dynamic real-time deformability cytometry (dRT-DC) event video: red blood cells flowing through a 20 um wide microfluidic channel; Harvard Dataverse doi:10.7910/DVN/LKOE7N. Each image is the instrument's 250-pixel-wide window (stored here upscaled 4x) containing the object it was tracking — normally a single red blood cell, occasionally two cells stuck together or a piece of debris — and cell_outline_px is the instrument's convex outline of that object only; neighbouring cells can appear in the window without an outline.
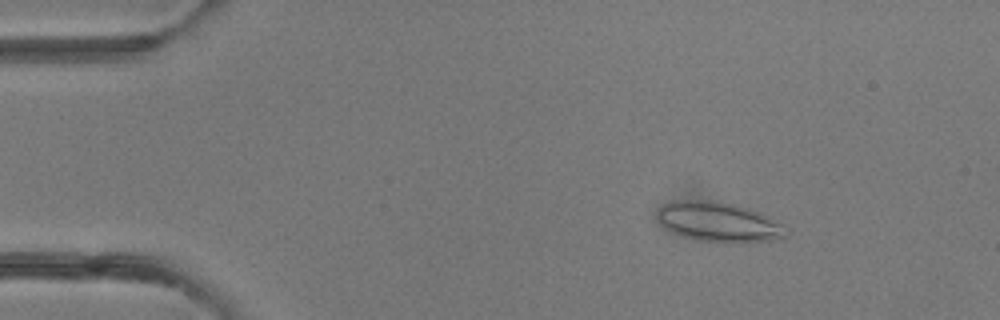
{"species": "common noctule bat (a hibernating species)", "species_latin": "Nyctalus noctula", "temperature_condition": "room temperature", "stored_images_in_passage": 48, "camera_frame_rate_fps": 3000, "um_per_image_px": 0.085, "animal": {"sex": "female"}, "frame": {"image": 1, "passage_image": 7, "time_ms": 2.0, "image_size_px": [1000, 320], "cell_outline_px": [[788, 236], [768, 240], [700, 240], [684, 236], [672, 232], [660, 224], [656, 216], [656, 212], [664, 204], [672, 200], [716, 200], [736, 204], [748, 208], [768, 216], [780, 224], [788, 232]], "centroid_in_image_um": [61.01, 18.8], "position_along_channel_um": 24.0, "area_um2": 29.02}}
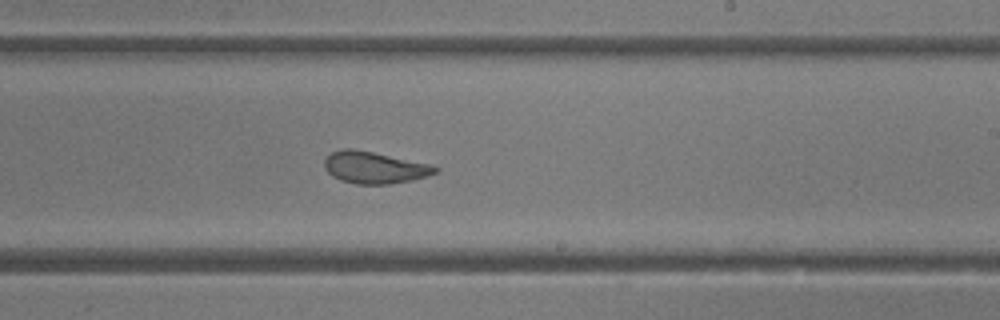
{"frame": {"image": 2, "passage_image": 29, "time_ms": 9.333, "image_size_px": [1000, 320], "cell_outline_px": [[440, 172], [412, 180], [388, 184], [356, 184], [340, 180], [332, 176], [324, 168], [324, 160], [332, 152], [340, 148], [352, 148], [372, 152], [428, 164], [440, 168]], "centroid_in_image_um": [31.8, 14.24], "position_along_channel_um": 257.2, "area_um2": 20.46}}
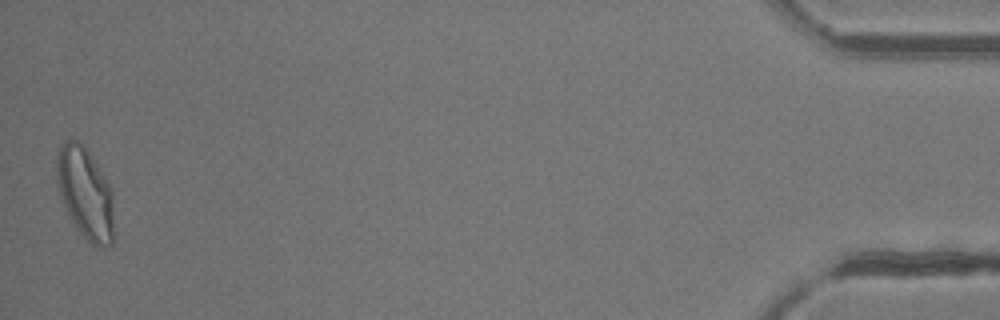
{"frame": {"image": 3, "passage_image": 48, "time_ms": 15.667, "image_size_px": [1000, 320], "cell_outline_px": [[112, 244], [104, 248], [92, 244], [76, 228], [60, 200], [56, 184], [56, 156], [60, 148], [68, 140], [76, 140], [88, 152], [112, 188]], "centroid_in_image_um": [7.21, 16.44], "position_along_channel_um": 428.0, "area_um2": 30.17}, "authors_computed_cell_mechanics": {"area_um2": 23.2067, "velocity_mm_per_s": 4.2177, "shape_relaxation_time_tau1_ms": 8.305, "shape_relaxation_time_tau2_ms": 1.0666, "deformation_change_tau1": 0.1843, "deformation_change_tau2": 0.0794}}